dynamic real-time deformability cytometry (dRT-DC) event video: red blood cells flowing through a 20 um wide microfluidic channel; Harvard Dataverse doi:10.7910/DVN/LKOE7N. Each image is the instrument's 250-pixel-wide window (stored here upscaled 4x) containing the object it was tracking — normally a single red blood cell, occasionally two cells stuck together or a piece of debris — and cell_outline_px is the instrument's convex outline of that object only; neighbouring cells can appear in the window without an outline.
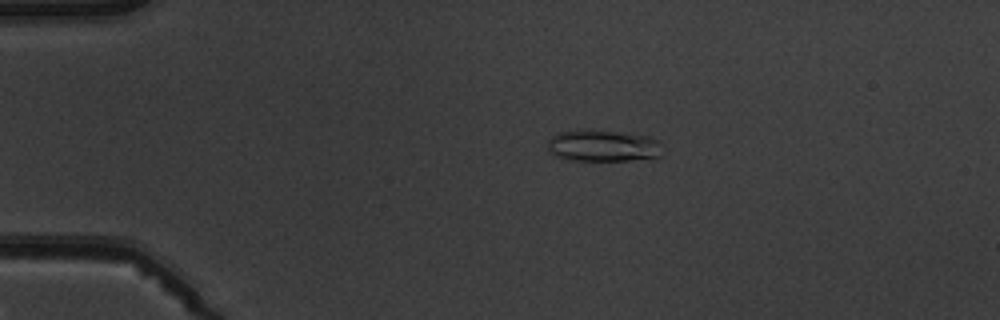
{"species": "common noctule bat (a hibernating species)", "species_latin": "Nyctalus noctula", "temperature_condition": "warm", "stored_images_in_passage": 5, "camera_frame_rate_fps": 3000, "um_per_image_px": 0.085, "animal": {"sex": "male", "body_mass_g": 19.5, "forearm_length_mm": 54.6}, "frame": {"image": 1, "passage_image": 3, "time_ms": 2.333, "image_size_px": [1000, 320], "cell_outline_px": [[664, 156], [656, 160], [568, 160], [556, 156], [548, 152], [548, 140], [556, 132], [616, 132], [648, 136], [656, 140]], "centroid_in_image_um": [51.31, 12.45], "position_along_channel_um": 33.7, "area_um2": 20.87}}
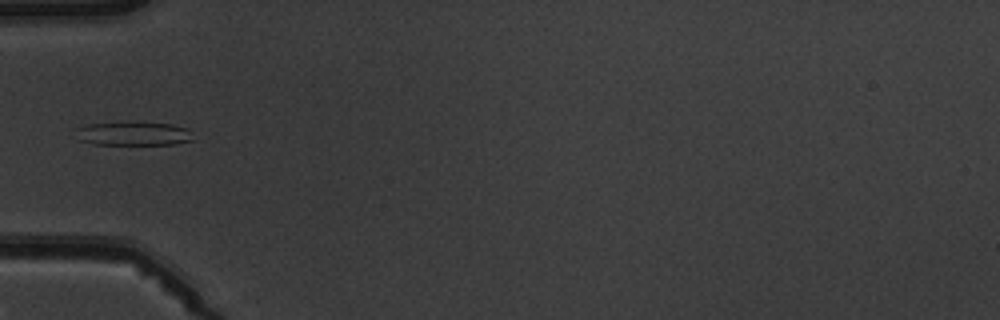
{"frame": {"image": 2, "passage_image": 5, "time_ms": 4.667, "image_size_px": [1000, 320], "cell_outline_px": [[192, 140], [176, 144], [92, 144], [80, 140], [76, 128], [88, 124], [124, 120], [128, 120], [172, 124], [188, 128]], "centroid_in_image_um": [11.33, 11.32], "position_along_channel_um": 73.7, "area_um2": 16.65}}